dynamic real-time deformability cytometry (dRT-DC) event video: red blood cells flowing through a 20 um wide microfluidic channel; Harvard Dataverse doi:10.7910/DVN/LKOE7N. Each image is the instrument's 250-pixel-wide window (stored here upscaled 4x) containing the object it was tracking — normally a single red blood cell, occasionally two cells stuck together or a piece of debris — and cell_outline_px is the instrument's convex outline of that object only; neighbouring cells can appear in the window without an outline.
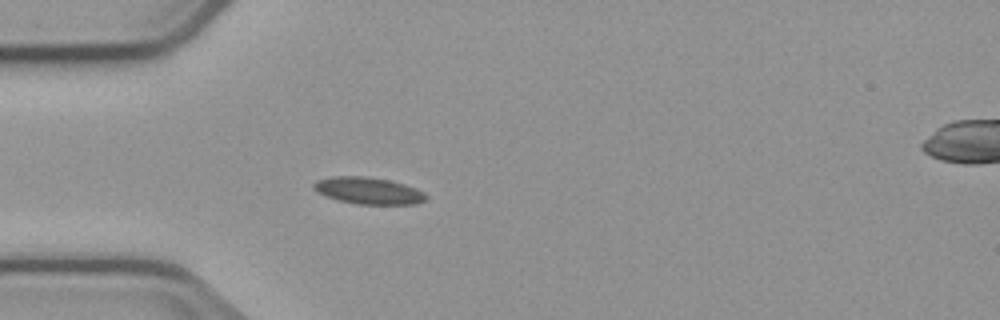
{"species": "common noctule bat (a hibernating species)", "species_latin": "Nyctalus noctula", "temperature_condition": "cold", "stored_images_in_passage": 4, "camera_frame_rate_fps": 3000, "um_per_image_px": 0.085, "animal": {"sex": "male", "body_mass_g": 23.1, "forearm_length_mm": 52.7}, "frame": {"image": 1, "passage_image": 4, "time_ms": 3.667, "image_size_px": [1000, 320], "cell_outline_px": [[428, 196], [424, 200], [416, 204], [356, 204], [336, 200], [324, 196], [316, 192], [312, 188], [312, 184], [316, 180], [332, 176], [364, 176], [388, 180], [404, 184], [416, 188], [424, 192]], "centroid_in_image_um": [31.25, 16.21], "position_along_channel_um": 53.7, "area_um2": 17.74}}